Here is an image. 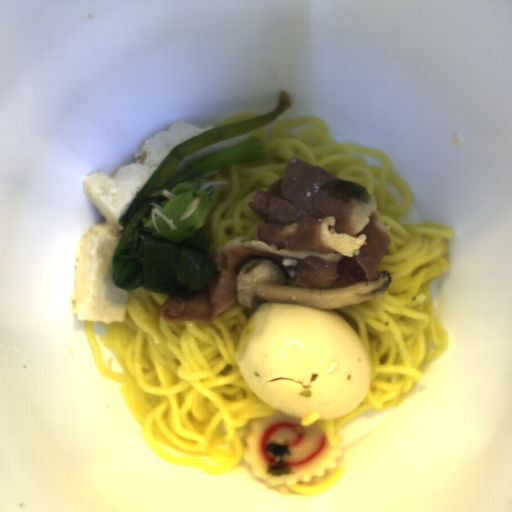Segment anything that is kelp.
<instances>
[{
	"mask_svg": "<svg viewBox=\"0 0 512 512\" xmlns=\"http://www.w3.org/2000/svg\"><path fill=\"white\" fill-rule=\"evenodd\" d=\"M264 449L271 457L267 466V474L270 477L278 478L289 476L292 470L288 468L287 464L283 463V456L292 455L289 443L277 444L273 441L264 445Z\"/></svg>",
	"mask_w": 512,
	"mask_h": 512,
	"instance_id": "99668d17",
	"label": "kelp"
}]
</instances>
